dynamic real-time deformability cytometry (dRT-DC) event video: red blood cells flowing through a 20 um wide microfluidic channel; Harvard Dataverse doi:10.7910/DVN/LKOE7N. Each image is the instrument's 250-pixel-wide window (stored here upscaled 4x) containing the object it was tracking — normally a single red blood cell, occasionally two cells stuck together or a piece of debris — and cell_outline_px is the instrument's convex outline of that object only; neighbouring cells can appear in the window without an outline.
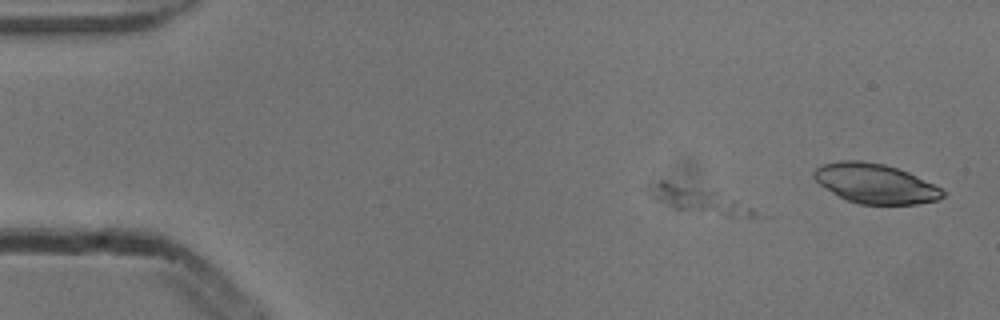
{"species": "common noctule bat (a hibernating species)", "species_latin": "Nyctalus noctula", "temperature_condition": "cold", "stored_images_in_passage": 7, "camera_frame_rate_fps": 3000, "um_per_image_px": 0.085, "animal": {"sex": "male", "body_mass_g": 13.3}, "frame": {"image": 1, "passage_image": 3, "time_ms": 0.667, "image_size_px": [1000, 320], "cell_outline_px": [[772, 216], [724, 216], [676, 208], [660, 200], [644, 188], [660, 180], [664, 180], [716, 192], [736, 200]], "centroid_in_image_um": [59.53, 17.01], "position_along_channel_um": 25.5, "area_um2": 15.66}}